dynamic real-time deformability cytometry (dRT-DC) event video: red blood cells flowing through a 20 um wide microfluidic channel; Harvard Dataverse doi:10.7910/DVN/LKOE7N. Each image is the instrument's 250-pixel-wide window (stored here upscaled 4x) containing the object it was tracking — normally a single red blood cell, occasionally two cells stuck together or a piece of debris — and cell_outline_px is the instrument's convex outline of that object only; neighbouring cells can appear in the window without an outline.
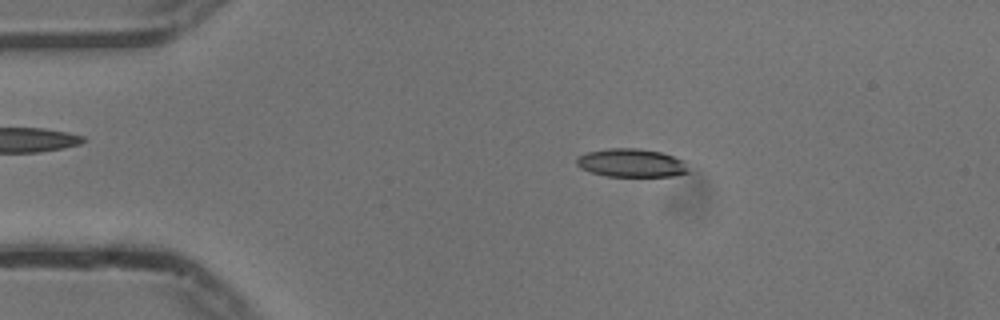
{"species": "common noctule bat (a hibernating species)", "species_latin": "Nyctalus noctula", "temperature_condition": "cold", "stored_images_in_passage": 54, "camera_frame_rate_fps": 3000, "um_per_image_px": 0.085, "animal": {"sex": "male", "body_mass_g": 13.3}, "frame": {"image": 1, "passage_image": 10, "time_ms": 3.0, "image_size_px": [1000, 320], "cell_outline_px": [[688, 172], [676, 176], [608, 176], [592, 172], [580, 168], [576, 164], [576, 160], [580, 156], [588, 152], [608, 148], [636, 148], [660, 152], [684, 160]], "centroid_in_image_um": [53.67, 13.85], "position_along_channel_um": 31.3, "area_um2": 18.26}}
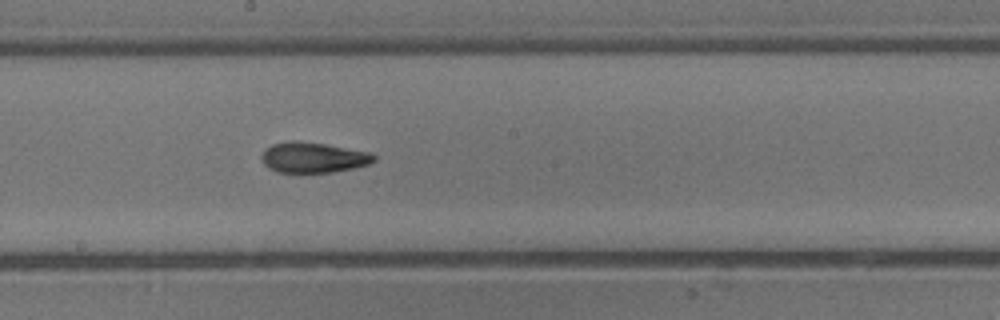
{"frame": {"image": 2, "passage_image": 29, "time_ms": 9.333, "image_size_px": [1000, 320], "cell_outline_px": [[376, 160], [368, 164], [352, 168], [332, 172], [276, 172], [268, 168], [264, 164], [260, 156], [264, 148], [272, 144], [292, 140], [296, 140], [324, 144], [368, 152], [376, 156]], "centroid_in_image_um": [26.56, 13.38], "position_along_channel_um": 221.6, "area_um2": 19.88}}
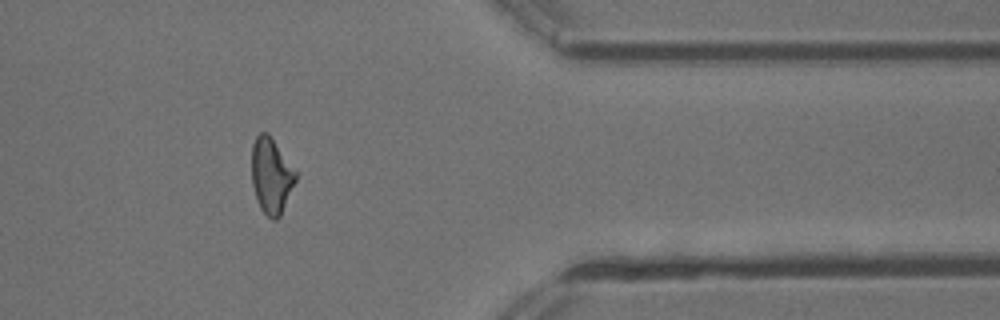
{"frame": {"image": 3, "passage_image": 44, "time_ms": 14.333, "image_size_px": [1000, 320], "cell_outline_px": [[296, 180], [280, 216], [276, 220], [272, 220], [260, 208], [252, 184], [252, 144], [256, 136], [260, 132], [268, 132], [296, 172]], "centroid_in_image_um": [23.04, 14.92], "position_along_channel_um": 388.4, "area_um2": 19.13}, "authors_computed_cell_mechanics": {"area_um2": 19.5075, "velocity_mm_per_s": 3.7534, "shape_relaxation_time_tau1_ms": 5.7006, "shape_relaxation_time_tau2_ms": 3.2453, "deformation_change_tau1": 0.1535, "deformation_change_tau2": 0.1124}}